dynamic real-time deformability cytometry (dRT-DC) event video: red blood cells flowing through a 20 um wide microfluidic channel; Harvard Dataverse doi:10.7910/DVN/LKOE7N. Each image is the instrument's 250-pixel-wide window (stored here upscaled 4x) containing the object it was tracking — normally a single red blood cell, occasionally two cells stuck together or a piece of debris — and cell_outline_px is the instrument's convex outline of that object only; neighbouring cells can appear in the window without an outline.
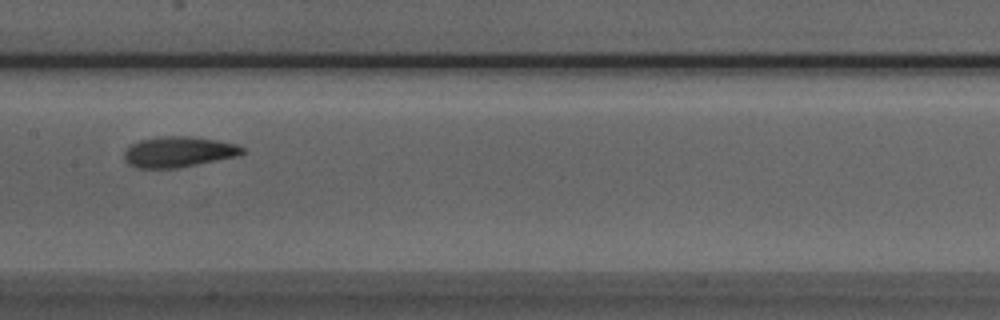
{"species": "Egyptian fruit bat (a non-hibernating species)", "species_latin": "Rousettus aegyptiacus", "temperature_condition": "room temperature", "stored_images_in_passage": 5, "camera_frame_rate_fps": 3000, "um_per_image_px": 0.085, "animal": {"sex": "male"}, "frame": {"image": 1, "passage_image": 4, "time_ms": 1.0, "image_size_px": [1000, 320], "cell_outline_px": [[244, 152], [240, 156], [180, 168], [136, 168], [128, 164], [124, 160], [124, 152], [132, 144], [140, 140], [164, 136], [188, 136], [216, 140], [236, 144], [244, 148]], "centroid_in_image_um": [15.19, 12.92], "position_along_channel_um": 192.2, "area_um2": 21.21}}
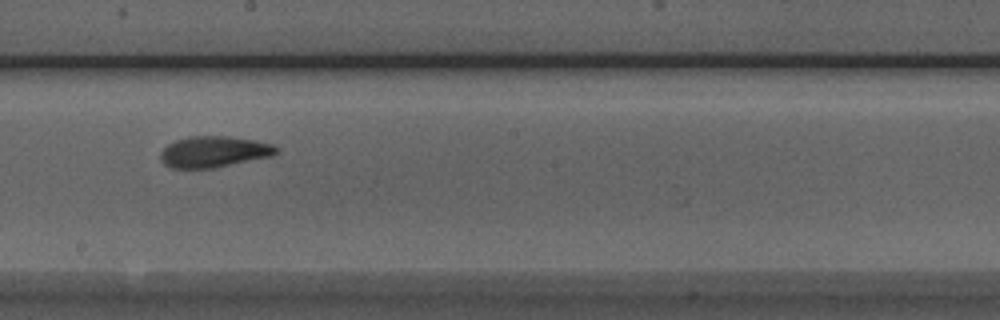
{"frame": {"image": 2, "passage_image": 5, "time_ms": 1.333, "image_size_px": [1000, 320], "cell_outline_px": [[280, 152], [272, 156], [216, 168], [168, 168], [160, 160], [160, 152], [168, 144], [176, 140], [192, 136], [228, 136], [256, 140], [272, 144], [280, 148]], "centroid_in_image_um": [18.21, 12.91], "position_along_channel_um": 230.0, "area_um2": 21.33}}